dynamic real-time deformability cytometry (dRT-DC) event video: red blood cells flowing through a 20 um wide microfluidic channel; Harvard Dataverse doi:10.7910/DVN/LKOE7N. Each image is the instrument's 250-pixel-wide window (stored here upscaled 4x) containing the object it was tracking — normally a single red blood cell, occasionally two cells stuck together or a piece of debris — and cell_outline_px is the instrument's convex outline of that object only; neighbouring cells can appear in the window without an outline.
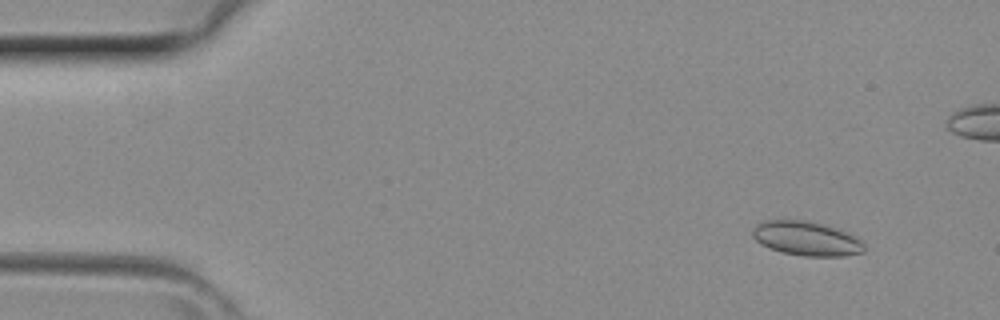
{"species": "common noctule bat (a hibernating species)", "species_latin": "Nyctalus noctula", "temperature_condition": "room temperature", "stored_images_in_passage": 14, "camera_frame_rate_fps": 3000, "um_per_image_px": 0.085, "animal": {"sex": "female", "body_mass_g": 29.2, "forearm_length_mm": 56.3}, "frame": {"image": 1, "passage_image": 4, "time_ms": 1.0, "image_size_px": [1000, 320], "cell_outline_px": [[864, 252], [844, 256], [804, 256], [784, 252], [768, 248], [760, 244], [752, 236], [752, 228], [756, 224], [764, 220], [808, 220], [856, 236], [864, 244]], "centroid_in_image_um": [68.5, 20.28], "position_along_channel_um": 16.5, "area_um2": 22.14}}